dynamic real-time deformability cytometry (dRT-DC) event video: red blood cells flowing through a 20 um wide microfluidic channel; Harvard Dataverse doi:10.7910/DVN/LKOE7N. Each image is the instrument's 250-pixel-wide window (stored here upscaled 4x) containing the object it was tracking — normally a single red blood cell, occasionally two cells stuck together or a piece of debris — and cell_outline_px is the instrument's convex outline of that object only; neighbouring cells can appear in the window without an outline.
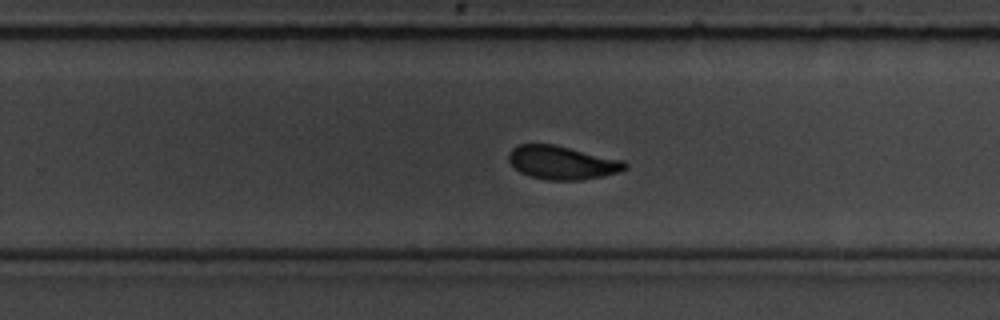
{"species": "common noctule bat (a hibernating species)", "species_latin": "Nyctalus noctula", "temperature_condition": "room temperature", "stored_images_in_passage": 39, "camera_frame_rate_fps": 3000, "um_per_image_px": 0.085, "animal": {"sex": "male", "body_mass_g": 19.5, "forearm_length_mm": 54.6}, "frame": {"image": 1, "passage_image": 17, "time_ms": 5.333, "image_size_px": [1000, 320], "cell_outline_px": [[628, 168], [620, 172], [604, 176], [580, 180], [548, 180], [532, 176], [520, 172], [508, 160], [508, 152], [512, 148], [520, 144], [552, 144], [624, 160], [628, 164]], "centroid_in_image_um": [47.81, 13.82], "position_along_channel_um": 282.0, "area_um2": 22.66}}
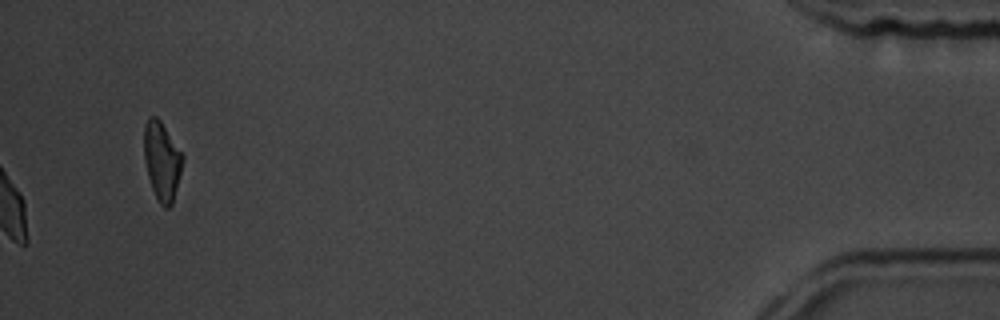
{"frame": {"image": 2, "passage_image": 39, "time_ms": 12.667, "image_size_px": [1000, 320], "cell_outline_px": [[184, 160], [172, 204], [168, 208], [164, 208], [160, 204], [152, 188], [148, 176], [144, 160], [144, 124], [148, 116], [156, 116], [160, 120], [184, 156]], "centroid_in_image_um": [13.75, 13.66], "position_along_channel_um": 421.4, "area_um2": 17.63}, "authors_computed_cell_mechanics": {"area_um2": 22.7732, "velocity_mm_per_s": 3.5484, "shape_relaxation_time_tau1_ms": 2.8688, "shape_relaxation_time_tau2_ms": null, "deformation_change_tau1": 0.0825, "deformation_change_tau2": null}}